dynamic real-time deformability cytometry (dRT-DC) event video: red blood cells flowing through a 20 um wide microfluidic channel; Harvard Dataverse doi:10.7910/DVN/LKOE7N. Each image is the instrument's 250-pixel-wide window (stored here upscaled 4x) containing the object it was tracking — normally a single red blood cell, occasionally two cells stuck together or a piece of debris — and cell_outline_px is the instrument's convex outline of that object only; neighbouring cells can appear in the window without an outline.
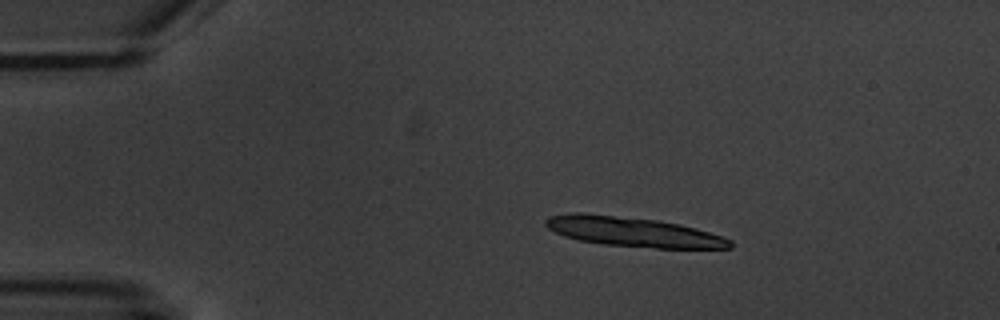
{"species": "common noctule bat (a hibernating species)", "species_latin": "Nyctalus noctula", "temperature_condition": "warm", "stored_images_in_passage": 4, "camera_frame_rate_fps": 3000, "um_per_image_px": 0.085, "animal": {"sex": "male", "body_mass_g": 20.1, "forearm_length_mm": 53.5}, "frame": {"image": 1, "passage_image": 3, "time_ms": 2.333, "image_size_px": [1000, 320], "cell_outline_px": [[732, 248], [656, 248], [604, 244], [580, 240], [564, 236], [548, 228], [544, 224], [544, 220], [548, 216], [572, 212], [584, 212], [656, 220], [680, 224], [696, 228], [724, 236], [732, 240]], "centroid_in_image_um": [53.81, 19.69], "position_along_channel_um": 31.2, "area_um2": 31.96}}